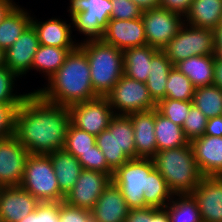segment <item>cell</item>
<instances>
[{"label": "cell", "instance_id": "cell-1", "mask_svg": "<svg viewBox=\"0 0 222 222\" xmlns=\"http://www.w3.org/2000/svg\"><path fill=\"white\" fill-rule=\"evenodd\" d=\"M71 124L68 107L30 92L17 110L14 136L30 154H50L64 149Z\"/></svg>", "mask_w": 222, "mask_h": 222}, {"label": "cell", "instance_id": "cell-2", "mask_svg": "<svg viewBox=\"0 0 222 222\" xmlns=\"http://www.w3.org/2000/svg\"><path fill=\"white\" fill-rule=\"evenodd\" d=\"M47 82L33 92L53 104L69 107L98 97L91 83L86 53L79 46L70 51L63 65Z\"/></svg>", "mask_w": 222, "mask_h": 222}, {"label": "cell", "instance_id": "cell-3", "mask_svg": "<svg viewBox=\"0 0 222 222\" xmlns=\"http://www.w3.org/2000/svg\"><path fill=\"white\" fill-rule=\"evenodd\" d=\"M152 160L174 195L191 194L203 178L191 143L176 149L157 151Z\"/></svg>", "mask_w": 222, "mask_h": 222}, {"label": "cell", "instance_id": "cell-4", "mask_svg": "<svg viewBox=\"0 0 222 222\" xmlns=\"http://www.w3.org/2000/svg\"><path fill=\"white\" fill-rule=\"evenodd\" d=\"M90 66L91 83L98 97H106L124 75L123 51L103 40L78 45Z\"/></svg>", "mask_w": 222, "mask_h": 222}, {"label": "cell", "instance_id": "cell-5", "mask_svg": "<svg viewBox=\"0 0 222 222\" xmlns=\"http://www.w3.org/2000/svg\"><path fill=\"white\" fill-rule=\"evenodd\" d=\"M96 145L105 156L108 166L115 171L130 159H136L134 132L128 115H114L96 136Z\"/></svg>", "mask_w": 222, "mask_h": 222}, {"label": "cell", "instance_id": "cell-6", "mask_svg": "<svg viewBox=\"0 0 222 222\" xmlns=\"http://www.w3.org/2000/svg\"><path fill=\"white\" fill-rule=\"evenodd\" d=\"M72 28L85 37L80 44L103 40L112 13L111 0H69Z\"/></svg>", "mask_w": 222, "mask_h": 222}, {"label": "cell", "instance_id": "cell-7", "mask_svg": "<svg viewBox=\"0 0 222 222\" xmlns=\"http://www.w3.org/2000/svg\"><path fill=\"white\" fill-rule=\"evenodd\" d=\"M20 187L31 193L39 202H62L51 159L44 154H30Z\"/></svg>", "mask_w": 222, "mask_h": 222}, {"label": "cell", "instance_id": "cell-8", "mask_svg": "<svg viewBox=\"0 0 222 222\" xmlns=\"http://www.w3.org/2000/svg\"><path fill=\"white\" fill-rule=\"evenodd\" d=\"M154 168L152 158H136L114 171L112 182L120 189L129 209L148 207L143 194L147 190L148 175Z\"/></svg>", "mask_w": 222, "mask_h": 222}, {"label": "cell", "instance_id": "cell-9", "mask_svg": "<svg viewBox=\"0 0 222 222\" xmlns=\"http://www.w3.org/2000/svg\"><path fill=\"white\" fill-rule=\"evenodd\" d=\"M161 50L174 66L192 56L216 55L215 31L184 23L177 35Z\"/></svg>", "mask_w": 222, "mask_h": 222}, {"label": "cell", "instance_id": "cell-10", "mask_svg": "<svg viewBox=\"0 0 222 222\" xmlns=\"http://www.w3.org/2000/svg\"><path fill=\"white\" fill-rule=\"evenodd\" d=\"M116 115L149 111L156 108V103L149 94L146 83L123 75L106 96Z\"/></svg>", "mask_w": 222, "mask_h": 222}, {"label": "cell", "instance_id": "cell-11", "mask_svg": "<svg viewBox=\"0 0 222 222\" xmlns=\"http://www.w3.org/2000/svg\"><path fill=\"white\" fill-rule=\"evenodd\" d=\"M146 41L149 46L163 49L184 24V17L161 7L142 13Z\"/></svg>", "mask_w": 222, "mask_h": 222}, {"label": "cell", "instance_id": "cell-12", "mask_svg": "<svg viewBox=\"0 0 222 222\" xmlns=\"http://www.w3.org/2000/svg\"><path fill=\"white\" fill-rule=\"evenodd\" d=\"M68 110L73 126L95 136L108 128L115 115L106 97L71 105Z\"/></svg>", "mask_w": 222, "mask_h": 222}, {"label": "cell", "instance_id": "cell-13", "mask_svg": "<svg viewBox=\"0 0 222 222\" xmlns=\"http://www.w3.org/2000/svg\"><path fill=\"white\" fill-rule=\"evenodd\" d=\"M111 182L109 174L83 169L74 187L66 194L64 202L91 211Z\"/></svg>", "mask_w": 222, "mask_h": 222}, {"label": "cell", "instance_id": "cell-14", "mask_svg": "<svg viewBox=\"0 0 222 222\" xmlns=\"http://www.w3.org/2000/svg\"><path fill=\"white\" fill-rule=\"evenodd\" d=\"M29 155L15 136L0 139V186H20Z\"/></svg>", "mask_w": 222, "mask_h": 222}, {"label": "cell", "instance_id": "cell-15", "mask_svg": "<svg viewBox=\"0 0 222 222\" xmlns=\"http://www.w3.org/2000/svg\"><path fill=\"white\" fill-rule=\"evenodd\" d=\"M191 195L202 222H222V176H203Z\"/></svg>", "mask_w": 222, "mask_h": 222}, {"label": "cell", "instance_id": "cell-16", "mask_svg": "<svg viewBox=\"0 0 222 222\" xmlns=\"http://www.w3.org/2000/svg\"><path fill=\"white\" fill-rule=\"evenodd\" d=\"M39 45L37 32L30 24L14 44L5 50V65L20 79L31 71Z\"/></svg>", "mask_w": 222, "mask_h": 222}, {"label": "cell", "instance_id": "cell-17", "mask_svg": "<svg viewBox=\"0 0 222 222\" xmlns=\"http://www.w3.org/2000/svg\"><path fill=\"white\" fill-rule=\"evenodd\" d=\"M103 41L124 51L147 44L142 18L132 20L110 19L103 35Z\"/></svg>", "mask_w": 222, "mask_h": 222}, {"label": "cell", "instance_id": "cell-18", "mask_svg": "<svg viewBox=\"0 0 222 222\" xmlns=\"http://www.w3.org/2000/svg\"><path fill=\"white\" fill-rule=\"evenodd\" d=\"M40 202L20 186L2 187L0 220L18 222L33 212Z\"/></svg>", "mask_w": 222, "mask_h": 222}, {"label": "cell", "instance_id": "cell-19", "mask_svg": "<svg viewBox=\"0 0 222 222\" xmlns=\"http://www.w3.org/2000/svg\"><path fill=\"white\" fill-rule=\"evenodd\" d=\"M52 17L46 21H38L32 16L31 24L37 32L40 45L53 46L60 48H76L80 44V40H73L72 23ZM78 41V42H77Z\"/></svg>", "mask_w": 222, "mask_h": 222}, {"label": "cell", "instance_id": "cell-20", "mask_svg": "<svg viewBox=\"0 0 222 222\" xmlns=\"http://www.w3.org/2000/svg\"><path fill=\"white\" fill-rule=\"evenodd\" d=\"M191 146L203 176H222V137L203 135L193 140Z\"/></svg>", "mask_w": 222, "mask_h": 222}, {"label": "cell", "instance_id": "cell-21", "mask_svg": "<svg viewBox=\"0 0 222 222\" xmlns=\"http://www.w3.org/2000/svg\"><path fill=\"white\" fill-rule=\"evenodd\" d=\"M134 132L136 158H152L157 152L155 127V109L128 115Z\"/></svg>", "mask_w": 222, "mask_h": 222}, {"label": "cell", "instance_id": "cell-22", "mask_svg": "<svg viewBox=\"0 0 222 222\" xmlns=\"http://www.w3.org/2000/svg\"><path fill=\"white\" fill-rule=\"evenodd\" d=\"M129 208L120 189L111 182L91 210L93 222H125Z\"/></svg>", "mask_w": 222, "mask_h": 222}, {"label": "cell", "instance_id": "cell-23", "mask_svg": "<svg viewBox=\"0 0 222 222\" xmlns=\"http://www.w3.org/2000/svg\"><path fill=\"white\" fill-rule=\"evenodd\" d=\"M47 155L51 159L60 192L66 196L74 187L83 167L79 163L78 158L74 157L65 149H60Z\"/></svg>", "mask_w": 222, "mask_h": 222}, {"label": "cell", "instance_id": "cell-24", "mask_svg": "<svg viewBox=\"0 0 222 222\" xmlns=\"http://www.w3.org/2000/svg\"><path fill=\"white\" fill-rule=\"evenodd\" d=\"M222 16V0H193L184 23L197 28L215 30Z\"/></svg>", "mask_w": 222, "mask_h": 222}, {"label": "cell", "instance_id": "cell-25", "mask_svg": "<svg viewBox=\"0 0 222 222\" xmlns=\"http://www.w3.org/2000/svg\"><path fill=\"white\" fill-rule=\"evenodd\" d=\"M216 55L192 56L180 61L175 67L192 82L195 88L211 86L214 80Z\"/></svg>", "mask_w": 222, "mask_h": 222}, {"label": "cell", "instance_id": "cell-26", "mask_svg": "<svg viewBox=\"0 0 222 222\" xmlns=\"http://www.w3.org/2000/svg\"><path fill=\"white\" fill-rule=\"evenodd\" d=\"M159 49L149 46H137L123 51L124 75L128 78L146 83L150 75L152 56Z\"/></svg>", "mask_w": 222, "mask_h": 222}, {"label": "cell", "instance_id": "cell-27", "mask_svg": "<svg viewBox=\"0 0 222 222\" xmlns=\"http://www.w3.org/2000/svg\"><path fill=\"white\" fill-rule=\"evenodd\" d=\"M174 65L167 58L162 50H158L150 62V75L146 81V86L153 101L157 104L165 99L166 83L169 72Z\"/></svg>", "mask_w": 222, "mask_h": 222}, {"label": "cell", "instance_id": "cell-28", "mask_svg": "<svg viewBox=\"0 0 222 222\" xmlns=\"http://www.w3.org/2000/svg\"><path fill=\"white\" fill-rule=\"evenodd\" d=\"M31 11L19 4L0 22V48L11 47L31 24Z\"/></svg>", "mask_w": 222, "mask_h": 222}, {"label": "cell", "instance_id": "cell-29", "mask_svg": "<svg viewBox=\"0 0 222 222\" xmlns=\"http://www.w3.org/2000/svg\"><path fill=\"white\" fill-rule=\"evenodd\" d=\"M157 151L176 149L189 144L181 126L160 114L155 108V127Z\"/></svg>", "mask_w": 222, "mask_h": 222}, {"label": "cell", "instance_id": "cell-30", "mask_svg": "<svg viewBox=\"0 0 222 222\" xmlns=\"http://www.w3.org/2000/svg\"><path fill=\"white\" fill-rule=\"evenodd\" d=\"M74 49L39 45L33 58L31 70L43 73L45 80H48L63 65L67 55Z\"/></svg>", "mask_w": 222, "mask_h": 222}, {"label": "cell", "instance_id": "cell-31", "mask_svg": "<svg viewBox=\"0 0 222 222\" xmlns=\"http://www.w3.org/2000/svg\"><path fill=\"white\" fill-rule=\"evenodd\" d=\"M164 208L170 222H202L197 202L191 194L174 195Z\"/></svg>", "mask_w": 222, "mask_h": 222}, {"label": "cell", "instance_id": "cell-32", "mask_svg": "<svg viewBox=\"0 0 222 222\" xmlns=\"http://www.w3.org/2000/svg\"><path fill=\"white\" fill-rule=\"evenodd\" d=\"M173 196L163 176L154 168L148 175L147 190L143 194L145 204L148 207L164 208Z\"/></svg>", "mask_w": 222, "mask_h": 222}, {"label": "cell", "instance_id": "cell-33", "mask_svg": "<svg viewBox=\"0 0 222 222\" xmlns=\"http://www.w3.org/2000/svg\"><path fill=\"white\" fill-rule=\"evenodd\" d=\"M192 104L208 119L222 116V90L215 85L195 88Z\"/></svg>", "mask_w": 222, "mask_h": 222}, {"label": "cell", "instance_id": "cell-34", "mask_svg": "<svg viewBox=\"0 0 222 222\" xmlns=\"http://www.w3.org/2000/svg\"><path fill=\"white\" fill-rule=\"evenodd\" d=\"M194 92L195 87L190 79L174 66L168 75L165 98L192 101Z\"/></svg>", "mask_w": 222, "mask_h": 222}, {"label": "cell", "instance_id": "cell-35", "mask_svg": "<svg viewBox=\"0 0 222 222\" xmlns=\"http://www.w3.org/2000/svg\"><path fill=\"white\" fill-rule=\"evenodd\" d=\"M94 145H96L95 135L80 130L72 124L69 125L64 146L67 152L78 158L90 151Z\"/></svg>", "mask_w": 222, "mask_h": 222}, {"label": "cell", "instance_id": "cell-36", "mask_svg": "<svg viewBox=\"0 0 222 222\" xmlns=\"http://www.w3.org/2000/svg\"><path fill=\"white\" fill-rule=\"evenodd\" d=\"M16 78L19 77L11 72L6 65L0 66V103L22 104L29 95L30 92L22 94L16 92L17 90L14 89Z\"/></svg>", "mask_w": 222, "mask_h": 222}, {"label": "cell", "instance_id": "cell-37", "mask_svg": "<svg viewBox=\"0 0 222 222\" xmlns=\"http://www.w3.org/2000/svg\"><path fill=\"white\" fill-rule=\"evenodd\" d=\"M192 101H181L165 98L156 104L157 111L174 124L183 126L184 120L189 116Z\"/></svg>", "mask_w": 222, "mask_h": 222}, {"label": "cell", "instance_id": "cell-38", "mask_svg": "<svg viewBox=\"0 0 222 222\" xmlns=\"http://www.w3.org/2000/svg\"><path fill=\"white\" fill-rule=\"evenodd\" d=\"M208 118L194 105L190 107L189 116L185 118L182 129L186 139L191 143L206 131Z\"/></svg>", "mask_w": 222, "mask_h": 222}, {"label": "cell", "instance_id": "cell-39", "mask_svg": "<svg viewBox=\"0 0 222 222\" xmlns=\"http://www.w3.org/2000/svg\"><path fill=\"white\" fill-rule=\"evenodd\" d=\"M79 163L86 170H93L113 176L114 171L108 166L105 156L97 145L78 157Z\"/></svg>", "mask_w": 222, "mask_h": 222}, {"label": "cell", "instance_id": "cell-40", "mask_svg": "<svg viewBox=\"0 0 222 222\" xmlns=\"http://www.w3.org/2000/svg\"><path fill=\"white\" fill-rule=\"evenodd\" d=\"M20 105L0 103V139L14 136L16 115Z\"/></svg>", "mask_w": 222, "mask_h": 222}, {"label": "cell", "instance_id": "cell-41", "mask_svg": "<svg viewBox=\"0 0 222 222\" xmlns=\"http://www.w3.org/2000/svg\"><path fill=\"white\" fill-rule=\"evenodd\" d=\"M112 13L110 19L132 20L142 16L143 10L131 0H111Z\"/></svg>", "mask_w": 222, "mask_h": 222}, {"label": "cell", "instance_id": "cell-42", "mask_svg": "<svg viewBox=\"0 0 222 222\" xmlns=\"http://www.w3.org/2000/svg\"><path fill=\"white\" fill-rule=\"evenodd\" d=\"M59 218L61 222H93L90 210L68 205L64 201L59 202Z\"/></svg>", "mask_w": 222, "mask_h": 222}, {"label": "cell", "instance_id": "cell-43", "mask_svg": "<svg viewBox=\"0 0 222 222\" xmlns=\"http://www.w3.org/2000/svg\"><path fill=\"white\" fill-rule=\"evenodd\" d=\"M39 222H61L59 218V202H40Z\"/></svg>", "mask_w": 222, "mask_h": 222}, {"label": "cell", "instance_id": "cell-44", "mask_svg": "<svg viewBox=\"0 0 222 222\" xmlns=\"http://www.w3.org/2000/svg\"><path fill=\"white\" fill-rule=\"evenodd\" d=\"M192 2L193 0H160L159 7L184 17Z\"/></svg>", "mask_w": 222, "mask_h": 222}, {"label": "cell", "instance_id": "cell-45", "mask_svg": "<svg viewBox=\"0 0 222 222\" xmlns=\"http://www.w3.org/2000/svg\"><path fill=\"white\" fill-rule=\"evenodd\" d=\"M125 222H150V207L129 209Z\"/></svg>", "mask_w": 222, "mask_h": 222}, {"label": "cell", "instance_id": "cell-46", "mask_svg": "<svg viewBox=\"0 0 222 222\" xmlns=\"http://www.w3.org/2000/svg\"><path fill=\"white\" fill-rule=\"evenodd\" d=\"M204 135L222 137V116H216L207 120Z\"/></svg>", "mask_w": 222, "mask_h": 222}, {"label": "cell", "instance_id": "cell-47", "mask_svg": "<svg viewBox=\"0 0 222 222\" xmlns=\"http://www.w3.org/2000/svg\"><path fill=\"white\" fill-rule=\"evenodd\" d=\"M150 222H170L167 210L165 208L150 207Z\"/></svg>", "mask_w": 222, "mask_h": 222}, {"label": "cell", "instance_id": "cell-48", "mask_svg": "<svg viewBox=\"0 0 222 222\" xmlns=\"http://www.w3.org/2000/svg\"><path fill=\"white\" fill-rule=\"evenodd\" d=\"M14 0H0V22L17 6Z\"/></svg>", "mask_w": 222, "mask_h": 222}, {"label": "cell", "instance_id": "cell-49", "mask_svg": "<svg viewBox=\"0 0 222 222\" xmlns=\"http://www.w3.org/2000/svg\"><path fill=\"white\" fill-rule=\"evenodd\" d=\"M213 85L222 90V60H219L217 57L215 59Z\"/></svg>", "mask_w": 222, "mask_h": 222}, {"label": "cell", "instance_id": "cell-50", "mask_svg": "<svg viewBox=\"0 0 222 222\" xmlns=\"http://www.w3.org/2000/svg\"><path fill=\"white\" fill-rule=\"evenodd\" d=\"M134 4H136L143 11L148 9L158 8L160 4V0H131Z\"/></svg>", "mask_w": 222, "mask_h": 222}, {"label": "cell", "instance_id": "cell-51", "mask_svg": "<svg viewBox=\"0 0 222 222\" xmlns=\"http://www.w3.org/2000/svg\"><path fill=\"white\" fill-rule=\"evenodd\" d=\"M18 222H39V204L33 212Z\"/></svg>", "mask_w": 222, "mask_h": 222}, {"label": "cell", "instance_id": "cell-52", "mask_svg": "<svg viewBox=\"0 0 222 222\" xmlns=\"http://www.w3.org/2000/svg\"><path fill=\"white\" fill-rule=\"evenodd\" d=\"M215 31L216 47H222V27H218Z\"/></svg>", "mask_w": 222, "mask_h": 222}, {"label": "cell", "instance_id": "cell-53", "mask_svg": "<svg viewBox=\"0 0 222 222\" xmlns=\"http://www.w3.org/2000/svg\"><path fill=\"white\" fill-rule=\"evenodd\" d=\"M5 65V50L0 48V66Z\"/></svg>", "mask_w": 222, "mask_h": 222}, {"label": "cell", "instance_id": "cell-54", "mask_svg": "<svg viewBox=\"0 0 222 222\" xmlns=\"http://www.w3.org/2000/svg\"><path fill=\"white\" fill-rule=\"evenodd\" d=\"M216 57L222 60V47H216Z\"/></svg>", "mask_w": 222, "mask_h": 222}, {"label": "cell", "instance_id": "cell-55", "mask_svg": "<svg viewBox=\"0 0 222 222\" xmlns=\"http://www.w3.org/2000/svg\"><path fill=\"white\" fill-rule=\"evenodd\" d=\"M219 27H222V16H221V22L219 24Z\"/></svg>", "mask_w": 222, "mask_h": 222}]
</instances>
